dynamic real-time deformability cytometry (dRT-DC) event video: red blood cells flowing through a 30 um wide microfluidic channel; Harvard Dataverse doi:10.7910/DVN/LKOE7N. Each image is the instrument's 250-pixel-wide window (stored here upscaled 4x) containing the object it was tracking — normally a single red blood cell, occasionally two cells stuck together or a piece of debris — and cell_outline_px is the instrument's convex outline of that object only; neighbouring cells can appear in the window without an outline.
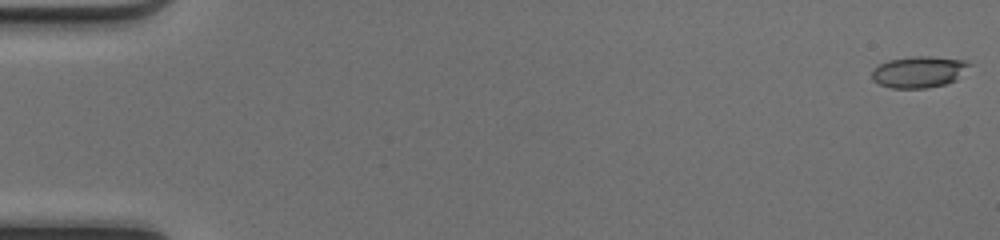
{"species": "common noctule bat (a hibernating species)", "species_latin": "Nyctalus noctula", "temperature_condition": "cold", "stored_images_in_passage": 50, "camera_frame_rate_fps": 3000, "um_per_image_px": 0.085, "animal": {"sex": "female", "body_mass_g": 17.0, "forearm_length_mm": 48.0}, "frame": {"image": 1, "passage_image": 1, "time_ms": 0.0, "image_size_px": [1000, 240], "cell_outline_px": [[972, 64], [956, 80], [944, 84], [924, 88], [892, 88], [880, 84], [872, 80], [872, 72], [880, 64], [888, 60], [912, 56], [932, 56], [968, 60]], "centroid_in_image_um": [78.14, 6.09], "position_along_channel_um": 6.9, "area_um2": 17.86}}
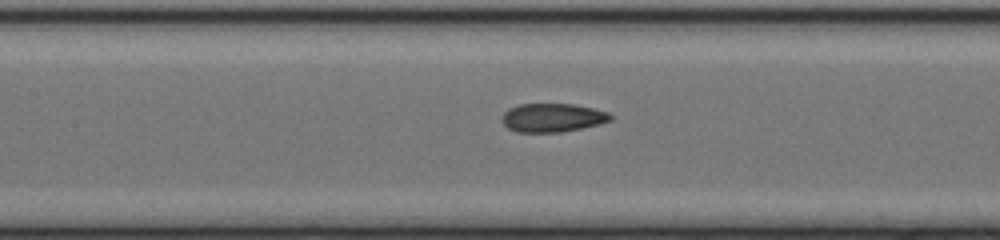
{"frame": {"image": 2, "passage_image": 24, "time_ms": 7.667, "image_size_px": [1000, 240], "cell_outline_px": [[612, 120], [600, 124], [560, 132], [516, 132], [508, 128], [500, 120], [504, 112], [508, 108], [520, 104], [572, 104], [592, 108], [608, 112], [612, 116]], "centroid_in_image_um": [46.93, 10.0], "position_along_channel_um": 160.5, "area_um2": 18.09}}
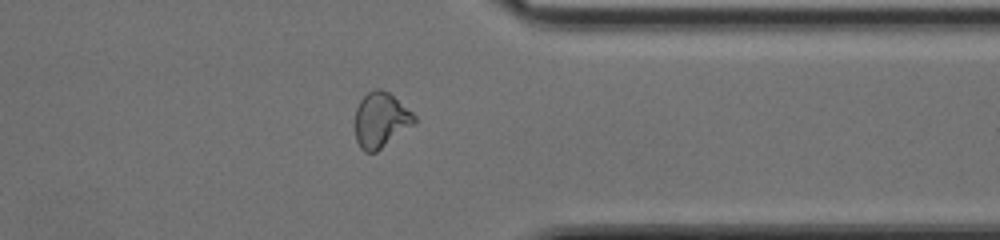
{"frame": {"image": 3, "passage_image": 40, "time_ms": 13.0, "image_size_px": [1000, 240], "cell_outline_px": [[416, 124], [376, 152], [364, 152], [360, 148], [356, 140], [356, 108], [360, 100], [368, 92], [376, 88], [380, 88], [388, 92], [412, 112], [416, 116]], "centroid_in_image_um": [32.38, 10.21], "position_along_channel_um": 379.0, "area_um2": 19.07}, "authors_computed_cell_mechanics": {"area_um2": 18.2937, "velocity_mm_per_s": 4.2207, "shape_relaxation_time_tau1_ms": null, "shape_relaxation_time_tau2_ms": 1.5345, "deformation_change_tau1": null, "deformation_change_tau2": 0.0802}}